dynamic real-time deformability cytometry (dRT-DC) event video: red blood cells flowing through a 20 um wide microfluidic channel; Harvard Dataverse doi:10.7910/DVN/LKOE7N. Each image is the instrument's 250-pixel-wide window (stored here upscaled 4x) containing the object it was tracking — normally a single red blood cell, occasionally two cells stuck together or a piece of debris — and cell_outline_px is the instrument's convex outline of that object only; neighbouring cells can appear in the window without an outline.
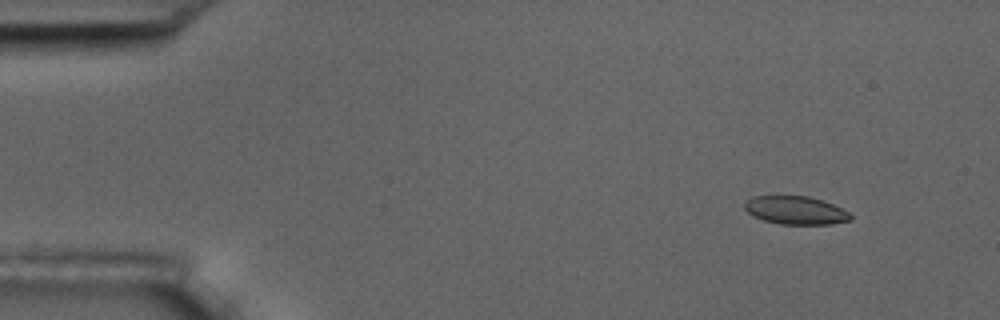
{"species": "common noctule bat (a hibernating species)", "species_latin": "Nyctalus noctula", "temperature_condition": "room temperature", "stored_images_in_passage": 4, "camera_frame_rate_fps": 3000, "um_per_image_px": 0.085, "animal": {"sex": "male", "body_mass_g": 17.5, "forearm_length_mm": 52.3}, "frame": {"image": 1, "passage_image": 1, "time_ms": 0.0, "image_size_px": [1000, 320], "cell_outline_px": [[852, 220], [832, 224], [780, 224], [764, 220], [752, 216], [744, 208], [744, 204], [752, 196], [808, 196], [824, 200], [848, 212], [852, 216]], "centroid_in_image_um": [67.63, 17.87], "position_along_channel_um": 17.4, "area_um2": 17.4}}
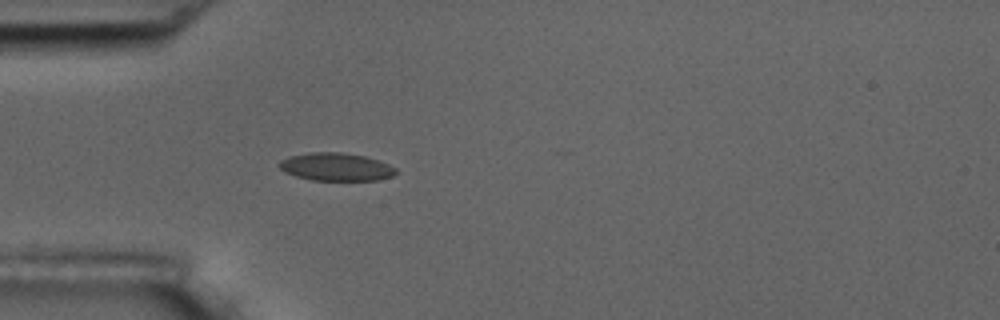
{"frame": {"image": 2, "passage_image": 4, "time_ms": 3.667, "image_size_px": [1000, 320], "cell_outline_px": [[396, 172], [392, 176], [376, 180], [312, 180], [296, 176], [284, 172], [280, 168], [280, 160], [288, 156], [308, 152], [340, 152], [364, 156], [388, 164], [396, 168]], "centroid_in_image_um": [28.53, 14.18], "position_along_channel_um": 56.5, "area_um2": 18.84}}